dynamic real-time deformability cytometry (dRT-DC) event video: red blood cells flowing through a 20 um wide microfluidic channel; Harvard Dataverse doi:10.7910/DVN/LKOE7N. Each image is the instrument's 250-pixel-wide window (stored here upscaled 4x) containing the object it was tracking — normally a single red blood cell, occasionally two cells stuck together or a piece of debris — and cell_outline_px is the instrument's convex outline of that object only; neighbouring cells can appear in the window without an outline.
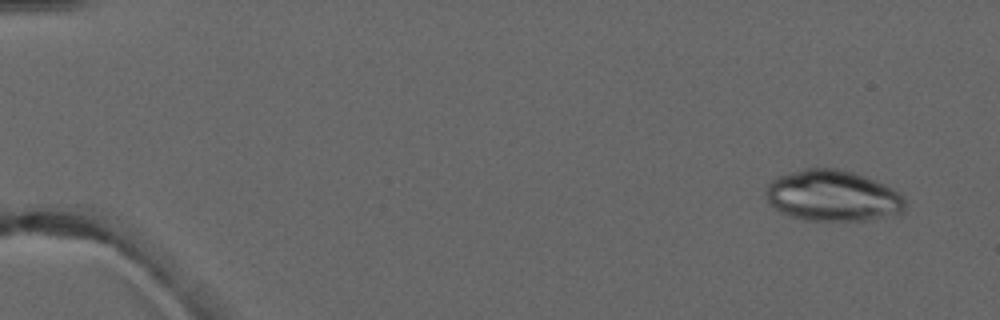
{"species": "common noctule bat (a hibernating species)", "species_latin": "Nyctalus noctula", "temperature_condition": "warm", "stored_images_in_passage": 5, "camera_frame_rate_fps": 3000, "um_per_image_px": 0.085, "animal": {"sex": "male", "forearm_length_mm": 52.5}, "frame": {"image": 1, "passage_image": 1, "time_ms": 0.0, "image_size_px": [1000, 320], "cell_outline_px": [[904, 212], [864, 220], [804, 220], [780, 212], [768, 200], [764, 192], [768, 184], [772, 180], [788, 172], [804, 168], [836, 168], [852, 172], [864, 176], [884, 184], [900, 192], [904, 196]], "centroid_in_image_um": [70.77, 16.63], "position_along_channel_um": 14.2, "area_um2": 41.15}}